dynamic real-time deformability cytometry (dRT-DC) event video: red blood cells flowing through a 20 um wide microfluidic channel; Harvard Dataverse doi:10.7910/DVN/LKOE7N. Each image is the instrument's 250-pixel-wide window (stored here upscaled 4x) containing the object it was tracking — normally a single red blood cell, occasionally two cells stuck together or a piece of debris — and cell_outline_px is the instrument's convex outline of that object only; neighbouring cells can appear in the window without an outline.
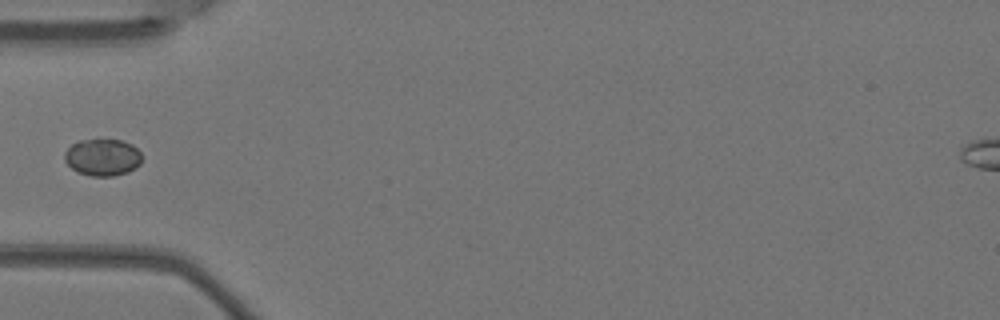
{"species": "Egyptian fruit bat (a non-hibernating species)", "species_latin": "Rousettus aegyptiacus", "temperature_condition": "warm", "stored_images_in_passage": 5, "camera_frame_rate_fps": 3000, "um_per_image_px": 0.085, "animal": {"sex": "female"}, "frame": {"image": 1, "passage_image": 5, "time_ms": 1.333, "image_size_px": [1000, 320], "cell_outline_px": [[144, 156], [140, 164], [136, 168], [128, 172], [112, 176], [92, 176], [76, 172], [64, 160], [64, 152], [72, 144], [80, 140], [120, 140], [132, 144]], "centroid_in_image_um": [8.74, 13.38], "position_along_channel_um": 76.3, "area_um2": 16.76}}